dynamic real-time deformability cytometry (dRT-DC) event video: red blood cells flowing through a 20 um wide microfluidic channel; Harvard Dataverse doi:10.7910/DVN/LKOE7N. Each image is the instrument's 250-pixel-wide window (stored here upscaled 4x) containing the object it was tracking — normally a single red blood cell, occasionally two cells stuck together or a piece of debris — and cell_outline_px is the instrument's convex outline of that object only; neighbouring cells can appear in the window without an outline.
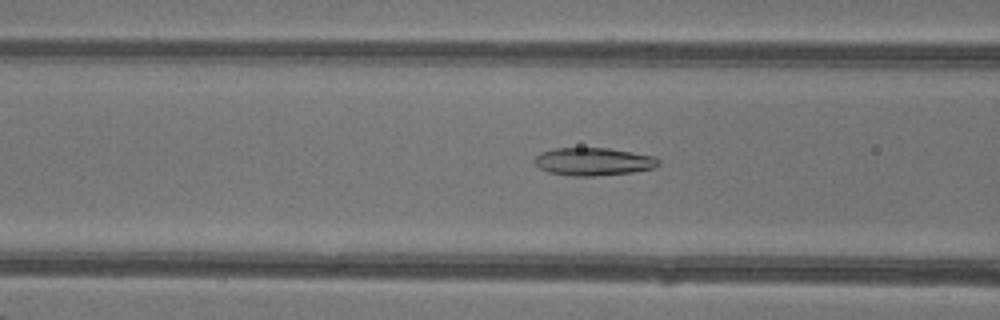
{"species": "common noctule bat (a hibernating species)", "species_latin": "Nyctalus noctula", "temperature_condition": "warm", "stored_images_in_passage": 47, "camera_frame_rate_fps": 3000, "um_per_image_px": 0.085, "animal": {"sex": "female"}, "frame": {"image": 1, "passage_image": 19, "time_ms": 6.0, "image_size_px": [1000, 320], "cell_outline_px": [[660, 164], [656, 168], [632, 172], [592, 176], [572, 176], [548, 172], [540, 168], [532, 160], [540, 152], [556, 148], [608, 148], [656, 156], [660, 160]], "centroid_in_image_um": [50.46, 13.73], "position_along_channel_um": 116.1, "area_um2": 20.23}}
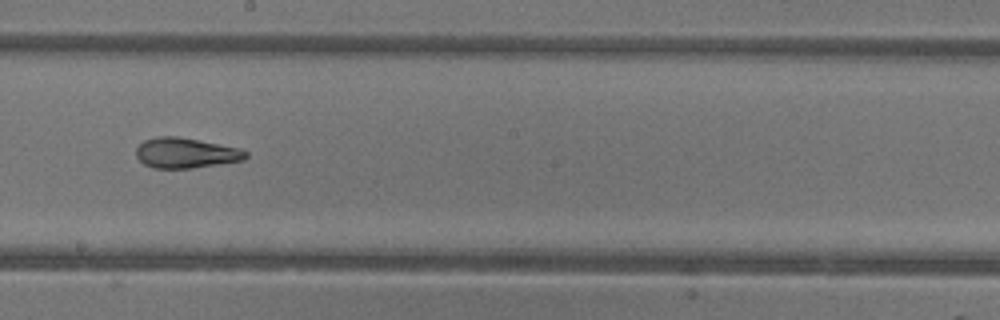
{"frame": {"image": 2, "passage_image": 27, "time_ms": 8.667, "image_size_px": [1000, 320], "cell_outline_px": [[248, 156], [244, 160], [192, 168], [152, 168], [144, 164], [136, 156], [136, 148], [144, 140], [156, 136], [176, 136], [240, 148], [248, 152]], "centroid_in_image_um": [15.78, 13.0], "position_along_channel_um": 232.4, "area_um2": 19.31}}
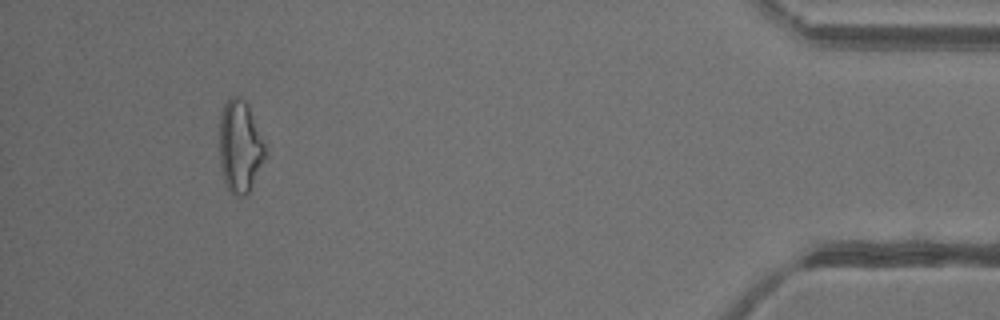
{"frame": {"image": 3, "passage_image": 44, "time_ms": 14.333, "image_size_px": [1000, 320], "cell_outline_px": [[264, 160], [248, 196], [236, 196], [228, 188], [224, 180], [220, 164], [220, 112], [224, 104], [232, 96], [236, 96], [244, 100], [248, 104], [264, 144]], "centroid_in_image_um": [20.38, 12.47], "position_along_channel_um": 414.8, "area_um2": 24.33}, "authors_computed_cell_mechanics": {"area_um2": 21.4438, "velocity_mm_per_s": 4.3641, "shape_relaxation_time_tau1_ms": null, "shape_relaxation_time_tau2_ms": 2.061, "deformation_change_tau1": null, "deformation_change_tau2": 0.1095}}